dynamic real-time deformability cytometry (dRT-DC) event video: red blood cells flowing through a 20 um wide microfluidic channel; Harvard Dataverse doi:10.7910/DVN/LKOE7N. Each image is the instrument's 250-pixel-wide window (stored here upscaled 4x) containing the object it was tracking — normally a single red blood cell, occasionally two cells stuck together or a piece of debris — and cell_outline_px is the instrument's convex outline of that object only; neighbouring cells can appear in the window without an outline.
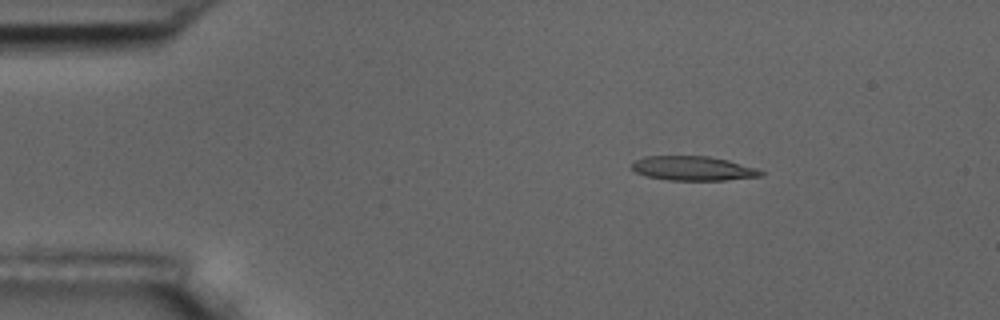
{"species": "common noctule bat (a hibernating species)", "species_latin": "Nyctalus noctula", "temperature_condition": "room temperature", "stored_images_in_passage": 4, "camera_frame_rate_fps": 3000, "um_per_image_px": 0.085, "animal": {"sex": "male", "body_mass_g": 17.5, "forearm_length_mm": 52.3}, "frame": {"image": 1, "passage_image": 2, "time_ms": 1.333, "image_size_px": [1000, 320], "cell_outline_px": [[764, 176], [724, 180], [668, 180], [644, 176], [636, 172], [632, 168], [632, 164], [636, 160], [644, 156], [708, 156], [728, 160], [756, 168], [764, 172]], "centroid_in_image_um": [58.91, 14.31], "position_along_channel_um": 26.1, "area_um2": 18.32}}